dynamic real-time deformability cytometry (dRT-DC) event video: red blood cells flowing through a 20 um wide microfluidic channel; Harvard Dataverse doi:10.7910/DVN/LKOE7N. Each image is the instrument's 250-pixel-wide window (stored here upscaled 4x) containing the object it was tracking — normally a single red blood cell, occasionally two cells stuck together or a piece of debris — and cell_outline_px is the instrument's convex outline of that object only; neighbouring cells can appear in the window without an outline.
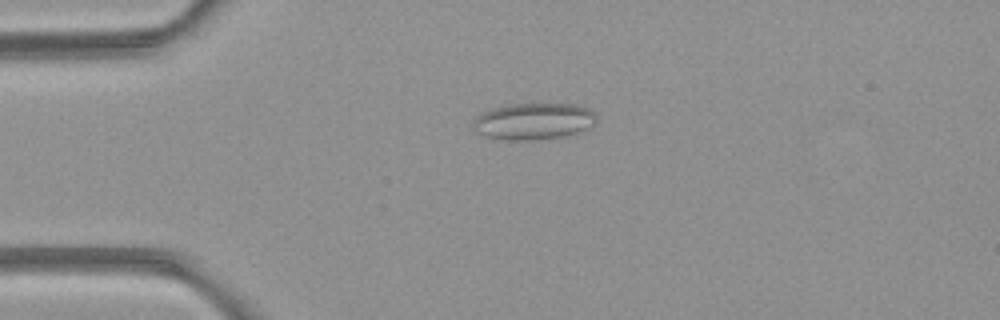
{"species": "common noctule bat (a hibernating species)", "species_latin": "Nyctalus noctula", "temperature_condition": "room temperature", "stored_images_in_passage": 2, "camera_frame_rate_fps": 3000, "um_per_image_px": 0.085, "animal": {"sex": "female", "body_mass_g": 21.9}, "frame": {"image": 1, "passage_image": 1, "time_ms": 0.0, "image_size_px": [1000, 320], "cell_outline_px": [[596, 124], [576, 132], [560, 136], [528, 140], [500, 140], [484, 136], [476, 132], [472, 128], [472, 120], [480, 112], [492, 108], [508, 104], [576, 104], [588, 108], [596, 116]], "centroid_in_image_um": [45.27, 10.3], "position_along_channel_um": 39.7, "area_um2": 26.41}}